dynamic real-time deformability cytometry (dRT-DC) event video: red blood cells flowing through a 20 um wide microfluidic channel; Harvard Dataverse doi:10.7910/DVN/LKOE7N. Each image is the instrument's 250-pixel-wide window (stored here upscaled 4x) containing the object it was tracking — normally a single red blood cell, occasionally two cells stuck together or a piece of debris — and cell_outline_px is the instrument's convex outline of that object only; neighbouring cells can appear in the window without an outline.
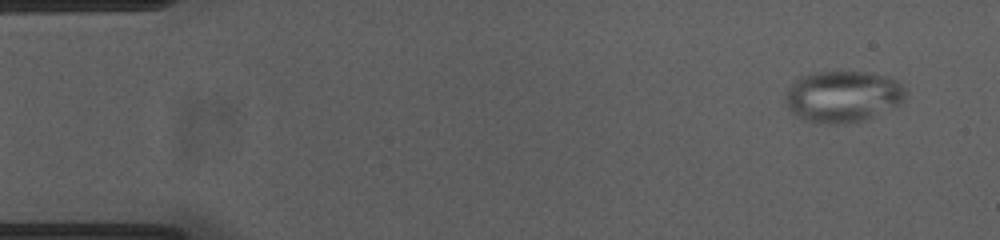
{"species": "common noctule bat (a hibernating species)", "species_latin": "Nyctalus noctula", "temperature_condition": "cold", "stored_images_in_passage": 51, "camera_frame_rate_fps": 3000, "um_per_image_px": 0.085, "animal": {"sex": "female", "body_mass_g": 23.0, "forearm_length_mm": 53.4}, "frame": {"image": 1, "passage_image": 1, "time_ms": 0.0, "image_size_px": [1000, 240], "cell_outline_px": [[904, 100], [900, 104], [864, 120], [848, 124], [820, 124], [800, 120], [788, 108], [784, 96], [788, 88], [800, 76], [816, 72], [868, 72], [888, 76], [896, 80], [904, 88]], "centroid_in_image_um": [71.6, 8.22], "position_along_channel_um": 13.4, "area_um2": 36.3}}
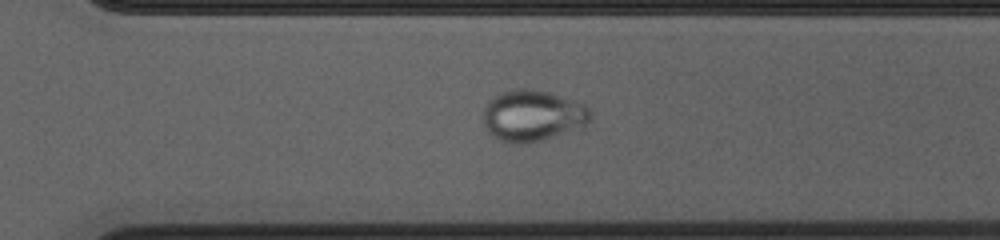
{"frame": {"image": 2, "passage_image": 35, "time_ms": 11.333, "image_size_px": [1000, 240], "cell_outline_px": [[592, 116], [584, 124], [544, 140], [528, 144], [508, 144], [496, 140], [488, 132], [484, 124], [484, 108], [488, 100], [492, 96], [500, 92], [512, 88], [528, 88], [548, 92], [584, 104], [592, 112]], "centroid_in_image_um": [45.19, 9.83], "position_along_channel_um": 325.4, "area_um2": 32.19}}
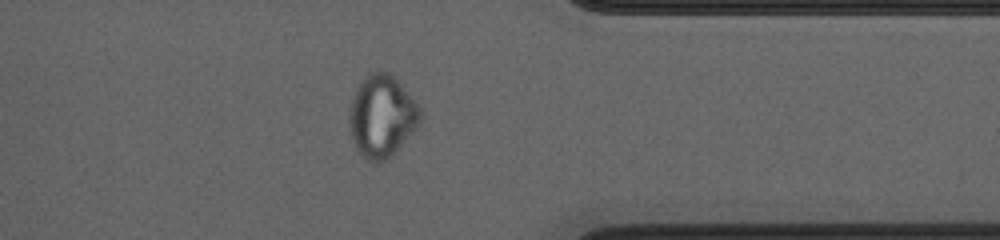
{"frame": {"image": 3, "passage_image": 40, "time_ms": 13.0, "image_size_px": [1000, 240], "cell_outline_px": [[420, 120], [400, 148], [392, 156], [384, 160], [364, 160], [356, 148], [352, 140], [348, 124], [348, 112], [352, 96], [360, 80], [368, 72], [388, 72], [400, 84], [420, 108]], "centroid_in_image_um": [32.39, 9.88], "position_along_channel_um": 379.0, "area_um2": 33.76}}